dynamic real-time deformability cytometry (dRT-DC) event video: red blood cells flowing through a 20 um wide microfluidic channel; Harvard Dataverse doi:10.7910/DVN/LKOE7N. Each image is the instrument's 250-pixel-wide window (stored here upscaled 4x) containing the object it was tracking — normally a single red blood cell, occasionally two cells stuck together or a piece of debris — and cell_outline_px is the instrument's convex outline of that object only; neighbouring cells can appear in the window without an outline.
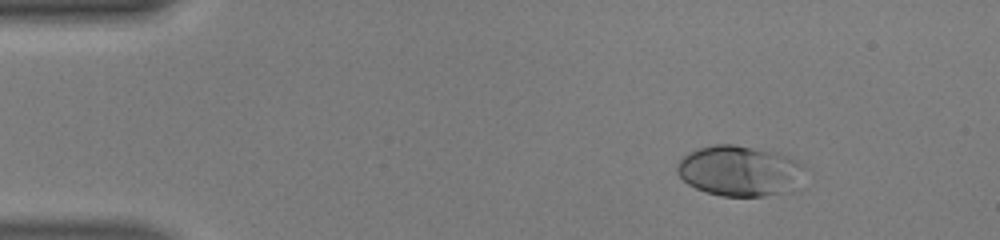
{"species": "human", "species_latin": "Homo sapiens", "temperature_condition": "warm", "stored_images_in_passage": 44, "camera_frame_rate_fps": 3000, "um_per_image_px": 0.085, "donor": {"sex": "male"}, "frame": {"image": 1, "passage_image": 1, "time_ms": 0.0, "image_size_px": [1000, 240], "cell_outline_px": [[808, 168], [800, 188], [792, 192], [764, 196], [720, 196], [696, 188], [688, 184], [676, 172], [676, 164], [688, 152], [712, 144], [732, 144], [776, 152], [788, 156], [804, 164]], "centroid_in_image_um": [62.97, 14.54], "position_along_channel_um": 22.0, "area_um2": 38.44}}
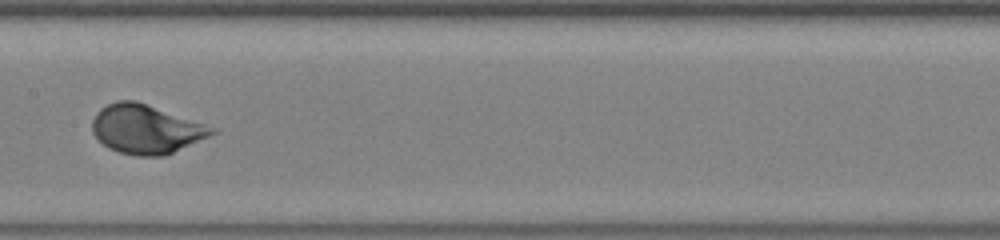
{"frame": {"image": 2, "passage_image": 20, "time_ms": 6.333, "image_size_px": [1000, 240], "cell_outline_px": [[220, 132], [164, 156], [136, 156], [120, 152], [108, 148], [92, 132], [92, 120], [96, 112], [100, 108], [116, 100], [136, 100], [220, 128]], "centroid_in_image_um": [12.47, 10.96], "position_along_channel_um": 194.9, "area_um2": 34.62}}
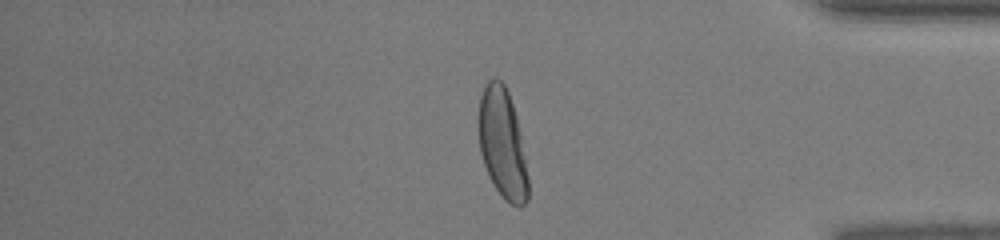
{"frame": {"image": 3, "passage_image": 36, "time_ms": 11.667, "image_size_px": [1000, 240], "cell_outline_px": [[528, 200], [520, 208], [504, 200], [488, 176], [480, 152], [476, 120], [480, 96], [484, 84], [492, 76], [496, 76], [504, 84], [508, 92], [516, 116], [528, 176]], "centroid_in_image_um": [42.66, 12.16], "position_along_channel_um": 392.5, "area_um2": 32.14}, "authors_computed_cell_mechanics": {"area_um2": 34.1309, "velocity_mm_per_s": 4.1479, "shape_relaxation_time_tau1_ms": 2.9382, "shape_relaxation_time_tau2_ms": null, "deformation_change_tau1": 0.1903, "deformation_change_tau2": null}}